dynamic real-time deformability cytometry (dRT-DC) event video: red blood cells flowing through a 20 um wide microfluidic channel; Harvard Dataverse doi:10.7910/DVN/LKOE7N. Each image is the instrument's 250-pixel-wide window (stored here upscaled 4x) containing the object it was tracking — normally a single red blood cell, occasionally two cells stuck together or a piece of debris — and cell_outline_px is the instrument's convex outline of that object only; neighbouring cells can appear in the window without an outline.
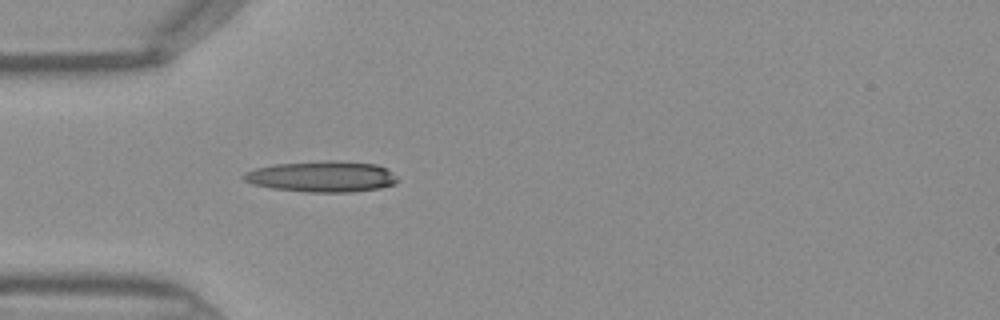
{"species": "Egyptian fruit bat (a non-hibernating species)", "species_latin": "Rousettus aegyptiacus", "temperature_condition": "warm", "stored_images_in_passage": 33, "camera_frame_rate_fps": 3000, "um_per_image_px": 0.085, "frame": {"image": 1, "passage_image": 1, "time_ms": 0.0, "image_size_px": [1000, 320], "cell_outline_px": [[396, 184], [380, 188], [352, 192], [308, 192], [272, 188], [252, 184], [244, 180], [240, 176], [244, 172], [256, 168], [272, 164], [328, 160], [332, 160], [376, 164], [384, 168], [396, 176]], "centroid_in_image_um": [27.32, 15.0], "position_along_channel_um": 57.7, "area_um2": 27.8}}
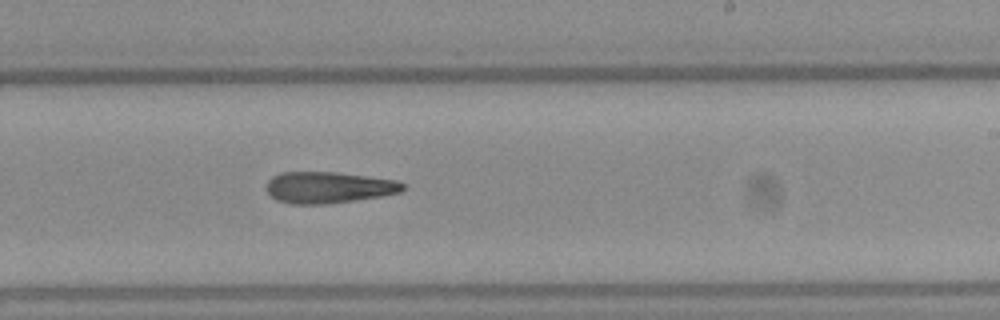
{"frame": {"image": 2, "passage_image": 15, "time_ms": 4.667, "image_size_px": [1000, 320], "cell_outline_px": [[404, 188], [400, 192], [380, 196], [324, 204], [292, 204], [276, 200], [268, 192], [268, 180], [272, 176], [280, 172], [336, 172], [396, 180], [404, 184]], "centroid_in_image_um": [27.9, 15.92], "position_along_channel_um": 261.1, "area_um2": 24.68}}
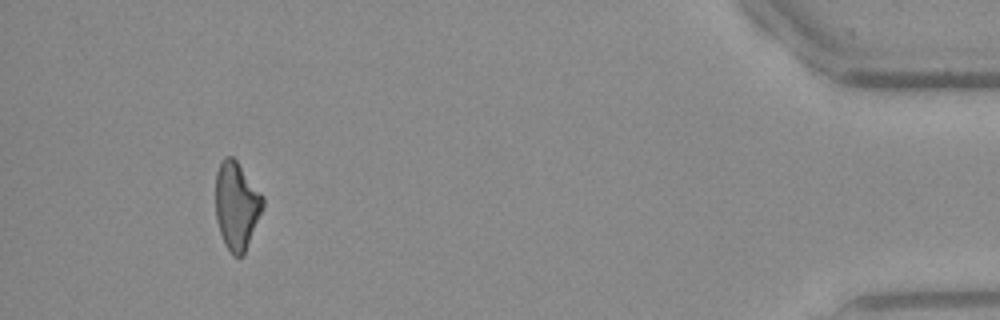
{"frame": {"image": 3, "passage_image": 30, "time_ms": 9.667, "image_size_px": [1000, 320], "cell_outline_px": [[264, 204], [244, 256], [232, 256], [224, 244], [220, 232], [216, 216], [216, 172], [220, 160], [224, 156], [232, 156], [236, 160], [264, 196]], "centroid_in_image_um": [20.11, 17.48], "position_along_channel_um": 415.1, "area_um2": 24.28}}